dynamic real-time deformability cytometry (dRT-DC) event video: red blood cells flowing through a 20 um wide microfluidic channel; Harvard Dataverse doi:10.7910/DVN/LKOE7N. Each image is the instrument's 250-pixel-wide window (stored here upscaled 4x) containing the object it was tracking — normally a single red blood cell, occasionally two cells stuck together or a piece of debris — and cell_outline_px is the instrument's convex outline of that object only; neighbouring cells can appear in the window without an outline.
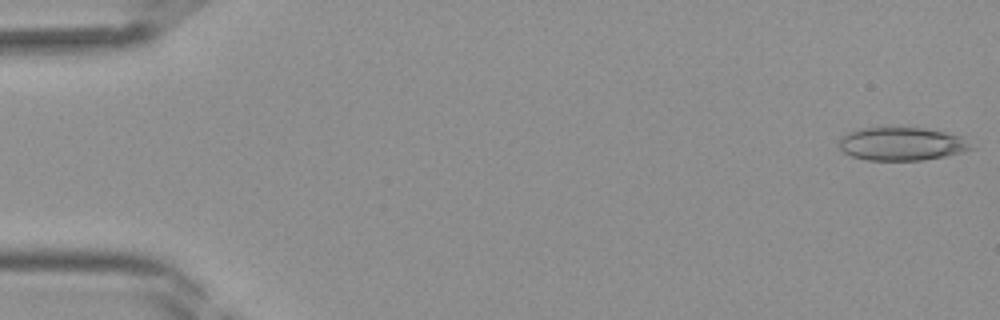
{"species": "Egyptian fruit bat (a non-hibernating species)", "species_latin": "Rousettus aegyptiacus", "temperature_condition": "room temperature", "stored_images_in_passage": 41, "camera_frame_rate_fps": 3000, "um_per_image_px": 0.085, "frame": {"image": 1, "passage_image": 1, "time_ms": 0.0, "image_size_px": [1000, 320], "cell_outline_px": [[976, 148], [964, 152], [944, 156], [920, 160], [864, 160], [852, 156], [844, 152], [840, 148], [840, 136], [848, 132], [864, 128], [924, 128], [944, 132], [960, 136]], "centroid_in_image_um": [76.65, 12.24], "position_along_channel_um": 8.4, "area_um2": 25.37}}
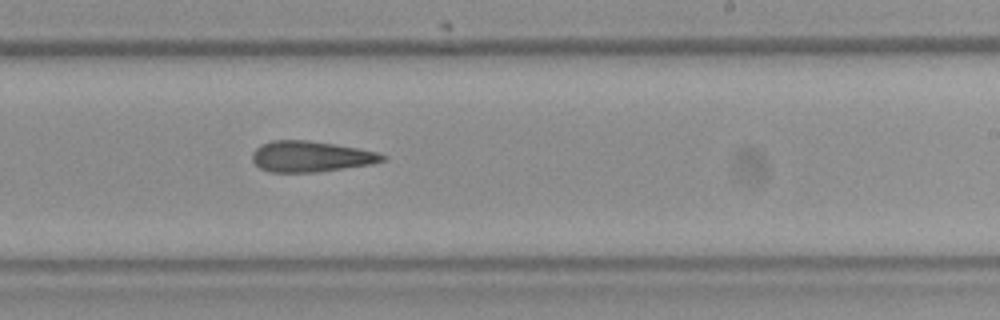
{"frame": {"image": 2, "passage_image": 25, "time_ms": 8.0, "image_size_px": [1000, 320], "cell_outline_px": [[388, 160], [372, 164], [320, 172], [268, 172], [260, 168], [252, 160], [252, 152], [260, 144], [272, 140], [308, 140], [380, 152], [388, 156]], "centroid_in_image_um": [26.44, 13.31], "position_along_channel_um": 262.6, "area_um2": 23.64}}
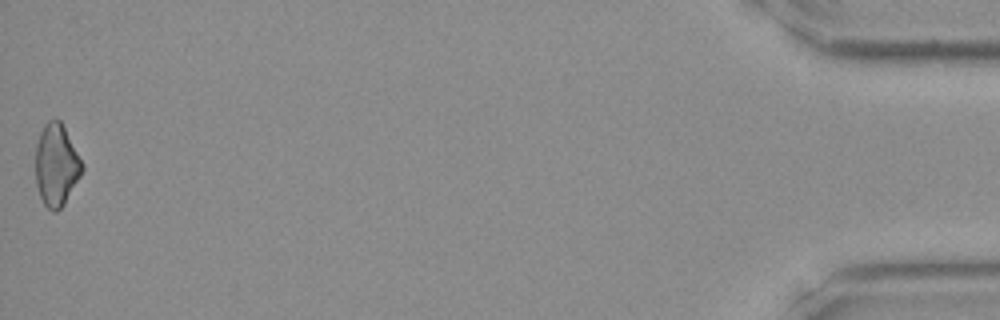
{"frame": {"image": 3, "passage_image": 41, "time_ms": 13.333, "image_size_px": [1000, 320], "cell_outline_px": [[84, 168], [80, 176], [64, 204], [56, 212], [52, 212], [44, 204], [40, 196], [36, 184], [36, 144], [40, 132], [44, 124], [48, 120], [56, 116], [60, 120], [84, 164]], "centroid_in_image_um": [4.79, 14.0], "position_along_channel_um": 430.4, "area_um2": 22.31}}